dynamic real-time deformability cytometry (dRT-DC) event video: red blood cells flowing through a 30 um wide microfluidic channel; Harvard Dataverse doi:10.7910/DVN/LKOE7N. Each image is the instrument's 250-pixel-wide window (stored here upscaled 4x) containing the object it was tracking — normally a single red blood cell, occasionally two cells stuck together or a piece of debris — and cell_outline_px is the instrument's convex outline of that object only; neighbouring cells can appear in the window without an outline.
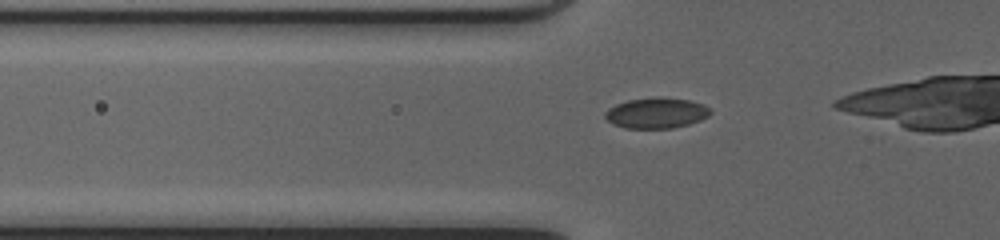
{"species": "common noctule bat (a hibernating species)", "species_latin": "Nyctalus noctula", "temperature_condition": "cold", "stored_images_in_passage": 41, "camera_frame_rate_fps": 3000, "um_per_image_px": 0.085, "animal": {"sex": "female", "body_mass_g": 20.0, "forearm_length_mm": 54.0}, "frame": {"image": 1, "passage_image": 13, "time_ms": 4.0, "image_size_px": [1000, 240], "cell_outline_px": [[712, 112], [708, 116], [700, 120], [688, 124], [672, 128], [624, 128], [612, 124], [604, 116], [604, 112], [608, 108], [616, 104], [628, 100], [656, 96], [688, 100], [704, 104], [712, 108]], "centroid_in_image_um": [55.79, 9.59], "position_along_channel_um": 70.0, "area_um2": 18.96}}
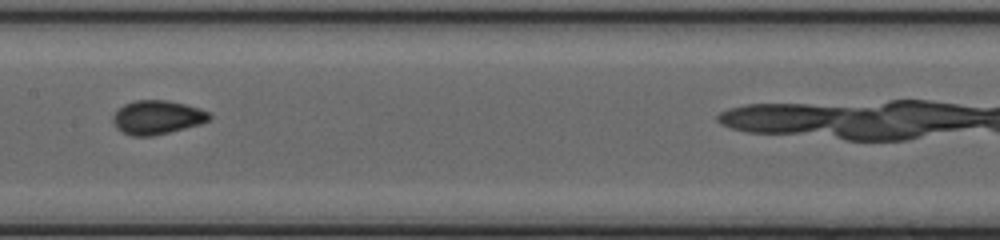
{"frame": {"image": 2, "passage_image": 22, "time_ms": 7.0, "image_size_px": [1000, 240], "cell_outline_px": [[212, 116], [208, 120], [200, 124], [152, 136], [132, 136], [116, 128], [112, 120], [112, 116], [116, 108], [124, 104], [136, 100], [168, 100], [200, 108], [208, 112]], "centroid_in_image_um": [13.32, 9.96], "position_along_channel_um": 194.1, "area_um2": 19.02}}
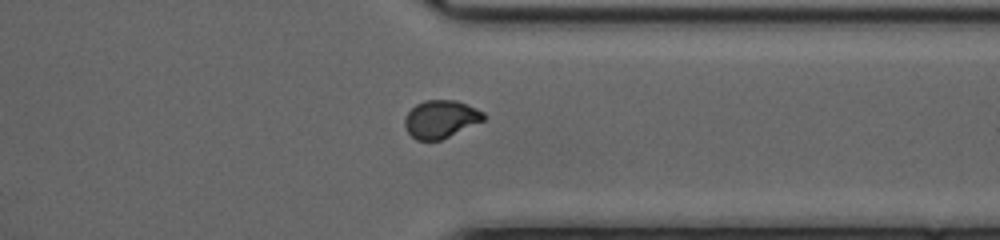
{"frame": {"image": 3, "passage_image": 35, "time_ms": 11.333, "image_size_px": [1000, 240], "cell_outline_px": [[488, 116], [484, 120], [440, 140], [416, 140], [408, 132], [404, 124], [404, 120], [408, 112], [416, 104], [424, 100], [456, 100], [476, 108], [484, 112]], "centroid_in_image_um": [37.47, 10.11], "position_along_channel_um": 373.9, "area_um2": 17.28}, "authors_computed_cell_mechanics": {"area_um2": 18.4382, "velocity_mm_per_s": 4.1783, "shape_relaxation_time_tau1_ms": 4.5687, "shape_relaxation_time_tau2_ms": null, "deformation_change_tau1": 0.1357, "deformation_change_tau2": null}}